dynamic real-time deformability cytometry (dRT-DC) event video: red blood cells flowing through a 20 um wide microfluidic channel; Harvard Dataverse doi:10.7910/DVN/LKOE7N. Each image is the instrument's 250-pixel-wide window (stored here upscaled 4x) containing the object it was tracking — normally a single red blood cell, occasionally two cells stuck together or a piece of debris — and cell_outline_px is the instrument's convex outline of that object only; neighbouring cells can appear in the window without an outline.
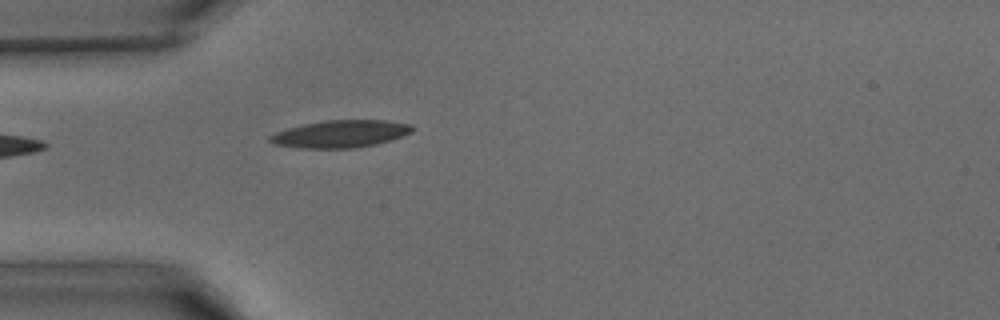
{"species": "common noctule bat (a hibernating species)", "species_latin": "Nyctalus noctula", "temperature_condition": "warm", "stored_images_in_passage": 14, "camera_frame_rate_fps": 3000, "um_per_image_px": 0.085, "animal": {"sex": "male", "body_mass_g": 15.6}, "frame": {"image": 1, "passage_image": 1, "time_ms": 0.0, "image_size_px": [1000, 320], "cell_outline_px": [[416, 128], [412, 132], [404, 136], [392, 140], [376, 144], [352, 148], [300, 148], [272, 144], [268, 140], [268, 136], [276, 132], [288, 128], [304, 124], [324, 120], [384, 120], [412, 124]], "centroid_in_image_um": [28.97, 11.38], "position_along_channel_um": 56.0, "area_um2": 22.89}}
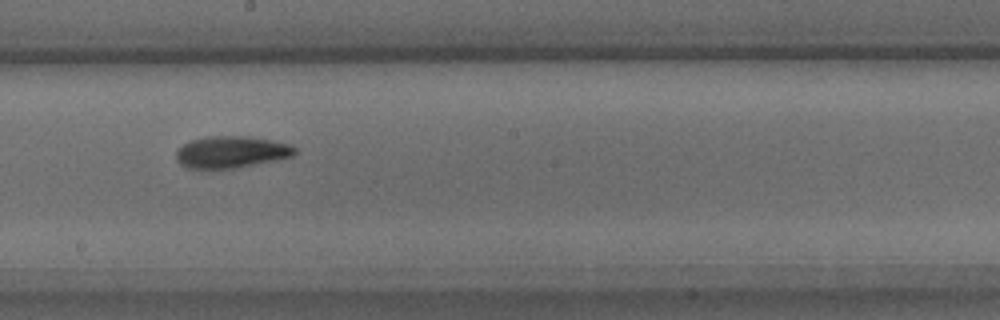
{"frame": {"image": 2, "passage_image": 12, "time_ms": 3.667, "image_size_px": [1000, 320], "cell_outline_px": [[296, 152], [292, 156], [236, 168], [188, 168], [180, 164], [176, 160], [176, 152], [184, 144], [192, 140], [208, 136], [248, 136], [272, 140], [292, 144], [296, 148]], "centroid_in_image_um": [19.67, 12.91], "position_along_channel_um": 228.5, "area_um2": 21.85}}